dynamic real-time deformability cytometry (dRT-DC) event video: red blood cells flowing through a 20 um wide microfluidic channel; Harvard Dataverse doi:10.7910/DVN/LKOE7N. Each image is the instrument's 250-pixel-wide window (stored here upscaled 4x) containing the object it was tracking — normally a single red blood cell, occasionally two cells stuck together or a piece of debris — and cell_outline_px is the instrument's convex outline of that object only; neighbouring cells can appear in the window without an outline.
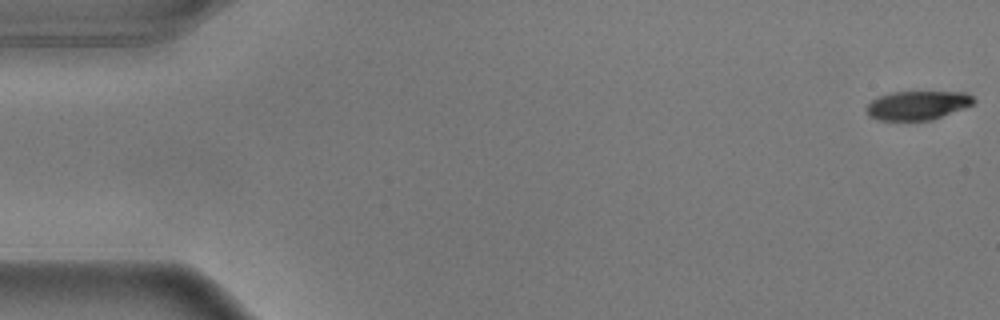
{"species": "common noctule bat (a hibernating species)", "species_latin": "Nyctalus noctula", "temperature_condition": "warm", "stored_images_in_passage": 57, "camera_frame_rate_fps": 3000, "um_per_image_px": 0.085, "animal": {"sex": "male", "body_mass_g": 17.9}, "frame": {"image": 1, "passage_image": 1, "time_ms": 0.0, "image_size_px": [1000, 320], "cell_outline_px": [[976, 100], [972, 104], [964, 108], [932, 120], [880, 120], [868, 116], [864, 108], [872, 100], [880, 96], [892, 92], [964, 92], [972, 96]], "centroid_in_image_um": [77.97, 8.95], "position_along_channel_um": 7.0, "area_um2": 18.03}}
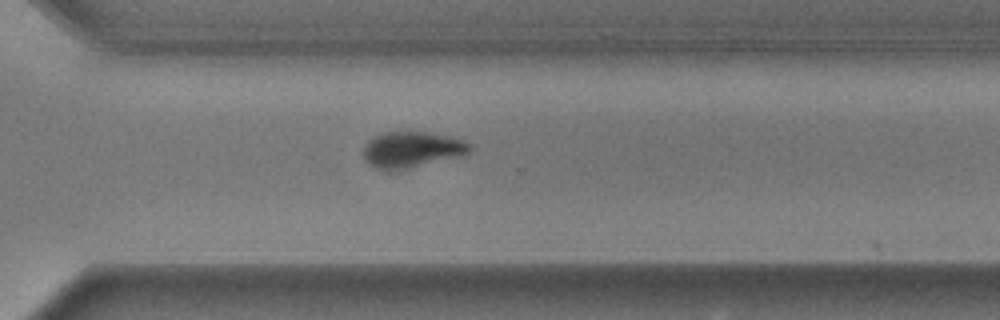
{"frame": {"image": 2, "passage_image": 40, "time_ms": 13.0, "image_size_px": [1000, 320], "cell_outline_px": [[472, 148], [464, 156], [392, 172], [376, 168], [364, 156], [364, 148], [368, 140], [376, 136], [388, 132], [428, 132], [448, 136], [464, 140], [472, 144]], "centroid_in_image_um": [35.07, 12.73], "position_along_channel_um": 335.5, "area_um2": 22.37}}
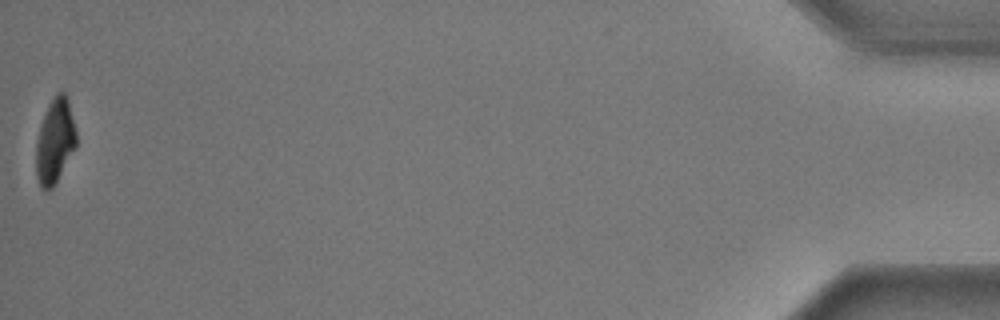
{"frame": {"image": 3, "passage_image": 56, "time_ms": 18.333, "image_size_px": [1000, 320], "cell_outline_px": [[76, 148], [52, 188], [40, 188], [36, 176], [36, 140], [48, 104], [56, 92], [64, 92], [68, 100], [76, 132]], "centroid_in_image_um": [4.67, 11.99], "position_along_channel_um": 430.5, "area_um2": 19.65}}